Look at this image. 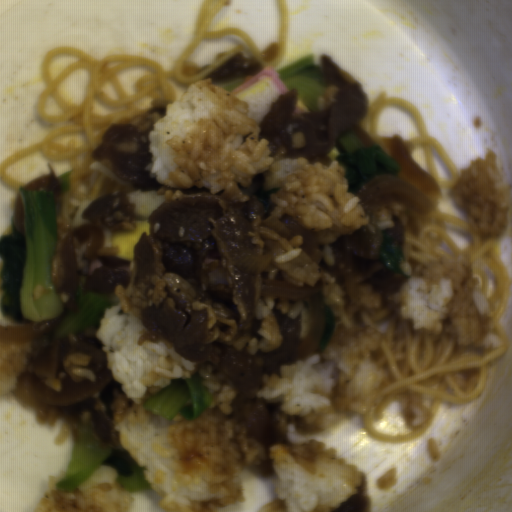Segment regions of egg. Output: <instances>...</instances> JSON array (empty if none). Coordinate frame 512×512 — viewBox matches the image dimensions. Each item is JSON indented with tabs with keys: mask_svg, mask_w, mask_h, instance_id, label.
<instances>
[{
	"mask_svg": "<svg viewBox=\"0 0 512 512\" xmlns=\"http://www.w3.org/2000/svg\"><path fill=\"white\" fill-rule=\"evenodd\" d=\"M125 194L129 204H134L132 216L135 230H101V232L103 245L119 248L115 257L133 259V247L144 232L149 235L147 219L160 203H164V194H158L157 189L137 190L133 186Z\"/></svg>",
	"mask_w": 512,
	"mask_h": 512,
	"instance_id": "1",
	"label": "egg"
},
{
	"mask_svg": "<svg viewBox=\"0 0 512 512\" xmlns=\"http://www.w3.org/2000/svg\"><path fill=\"white\" fill-rule=\"evenodd\" d=\"M281 95L267 75L236 94L248 104V117L260 123L266 116L273 101Z\"/></svg>",
	"mask_w": 512,
	"mask_h": 512,
	"instance_id": "2",
	"label": "egg"
}]
</instances>
